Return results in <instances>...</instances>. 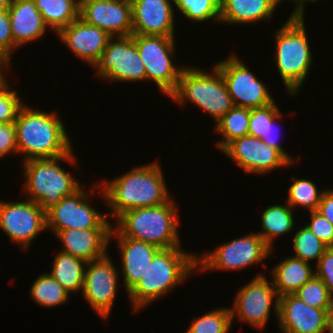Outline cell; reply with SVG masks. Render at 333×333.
Masks as SVG:
<instances>
[{
	"label": "cell",
	"instance_id": "cell-27",
	"mask_svg": "<svg viewBox=\"0 0 333 333\" xmlns=\"http://www.w3.org/2000/svg\"><path fill=\"white\" fill-rule=\"evenodd\" d=\"M46 26L57 34L79 18V0H34Z\"/></svg>",
	"mask_w": 333,
	"mask_h": 333
},
{
	"label": "cell",
	"instance_id": "cell-20",
	"mask_svg": "<svg viewBox=\"0 0 333 333\" xmlns=\"http://www.w3.org/2000/svg\"><path fill=\"white\" fill-rule=\"evenodd\" d=\"M57 35L67 48L89 63V66H93L97 61L111 38L103 29L87 24L81 18L61 29Z\"/></svg>",
	"mask_w": 333,
	"mask_h": 333
},
{
	"label": "cell",
	"instance_id": "cell-8",
	"mask_svg": "<svg viewBox=\"0 0 333 333\" xmlns=\"http://www.w3.org/2000/svg\"><path fill=\"white\" fill-rule=\"evenodd\" d=\"M133 40L146 70V80L154 81L167 96L171 95L177 85L185 66H175L174 37L133 34Z\"/></svg>",
	"mask_w": 333,
	"mask_h": 333
},
{
	"label": "cell",
	"instance_id": "cell-18",
	"mask_svg": "<svg viewBox=\"0 0 333 333\" xmlns=\"http://www.w3.org/2000/svg\"><path fill=\"white\" fill-rule=\"evenodd\" d=\"M278 322L282 333H329L333 309L307 305L293 294L279 297Z\"/></svg>",
	"mask_w": 333,
	"mask_h": 333
},
{
	"label": "cell",
	"instance_id": "cell-25",
	"mask_svg": "<svg viewBox=\"0 0 333 333\" xmlns=\"http://www.w3.org/2000/svg\"><path fill=\"white\" fill-rule=\"evenodd\" d=\"M271 271L273 286L279 297L295 293L315 275L309 262L293 256L282 259Z\"/></svg>",
	"mask_w": 333,
	"mask_h": 333
},
{
	"label": "cell",
	"instance_id": "cell-3",
	"mask_svg": "<svg viewBox=\"0 0 333 333\" xmlns=\"http://www.w3.org/2000/svg\"><path fill=\"white\" fill-rule=\"evenodd\" d=\"M196 256L197 253L185 252L181 247L160 249L142 278L127 293L132 309L141 310L184 282L197 269Z\"/></svg>",
	"mask_w": 333,
	"mask_h": 333
},
{
	"label": "cell",
	"instance_id": "cell-34",
	"mask_svg": "<svg viewBox=\"0 0 333 333\" xmlns=\"http://www.w3.org/2000/svg\"><path fill=\"white\" fill-rule=\"evenodd\" d=\"M328 246L318 239L314 233L306 226L301 227L293 237L294 258L306 262L319 259L324 254Z\"/></svg>",
	"mask_w": 333,
	"mask_h": 333
},
{
	"label": "cell",
	"instance_id": "cell-11",
	"mask_svg": "<svg viewBox=\"0 0 333 333\" xmlns=\"http://www.w3.org/2000/svg\"><path fill=\"white\" fill-rule=\"evenodd\" d=\"M82 188L81 186L73 194L63 197L58 204L46 210V230L50 229L56 234L66 229L113 228L106 219V216L111 215L97 212L89 204L91 194Z\"/></svg>",
	"mask_w": 333,
	"mask_h": 333
},
{
	"label": "cell",
	"instance_id": "cell-36",
	"mask_svg": "<svg viewBox=\"0 0 333 333\" xmlns=\"http://www.w3.org/2000/svg\"><path fill=\"white\" fill-rule=\"evenodd\" d=\"M280 110L275 101L264 107L250 109L248 135L259 139L265 136L268 124L277 117Z\"/></svg>",
	"mask_w": 333,
	"mask_h": 333
},
{
	"label": "cell",
	"instance_id": "cell-46",
	"mask_svg": "<svg viewBox=\"0 0 333 333\" xmlns=\"http://www.w3.org/2000/svg\"><path fill=\"white\" fill-rule=\"evenodd\" d=\"M11 0H0V13L6 12L9 9Z\"/></svg>",
	"mask_w": 333,
	"mask_h": 333
},
{
	"label": "cell",
	"instance_id": "cell-21",
	"mask_svg": "<svg viewBox=\"0 0 333 333\" xmlns=\"http://www.w3.org/2000/svg\"><path fill=\"white\" fill-rule=\"evenodd\" d=\"M112 228L66 229L55 235L61 241L62 252L91 262L108 254Z\"/></svg>",
	"mask_w": 333,
	"mask_h": 333
},
{
	"label": "cell",
	"instance_id": "cell-38",
	"mask_svg": "<svg viewBox=\"0 0 333 333\" xmlns=\"http://www.w3.org/2000/svg\"><path fill=\"white\" fill-rule=\"evenodd\" d=\"M310 223L305 225L328 247H333V225L317 211H311Z\"/></svg>",
	"mask_w": 333,
	"mask_h": 333
},
{
	"label": "cell",
	"instance_id": "cell-30",
	"mask_svg": "<svg viewBox=\"0 0 333 333\" xmlns=\"http://www.w3.org/2000/svg\"><path fill=\"white\" fill-rule=\"evenodd\" d=\"M30 295L39 305L52 308L66 304L70 294L48 273L41 274L32 284Z\"/></svg>",
	"mask_w": 333,
	"mask_h": 333
},
{
	"label": "cell",
	"instance_id": "cell-14",
	"mask_svg": "<svg viewBox=\"0 0 333 333\" xmlns=\"http://www.w3.org/2000/svg\"><path fill=\"white\" fill-rule=\"evenodd\" d=\"M0 229L27 251L38 234L46 229V211L29 199L0 200Z\"/></svg>",
	"mask_w": 333,
	"mask_h": 333
},
{
	"label": "cell",
	"instance_id": "cell-17",
	"mask_svg": "<svg viewBox=\"0 0 333 333\" xmlns=\"http://www.w3.org/2000/svg\"><path fill=\"white\" fill-rule=\"evenodd\" d=\"M79 18L111 37L132 35V4L125 0H79Z\"/></svg>",
	"mask_w": 333,
	"mask_h": 333
},
{
	"label": "cell",
	"instance_id": "cell-4",
	"mask_svg": "<svg viewBox=\"0 0 333 333\" xmlns=\"http://www.w3.org/2000/svg\"><path fill=\"white\" fill-rule=\"evenodd\" d=\"M176 205L175 201L169 200L156 207L128 210L116 219L115 229L123 237L143 241L159 249L181 247Z\"/></svg>",
	"mask_w": 333,
	"mask_h": 333
},
{
	"label": "cell",
	"instance_id": "cell-16",
	"mask_svg": "<svg viewBox=\"0 0 333 333\" xmlns=\"http://www.w3.org/2000/svg\"><path fill=\"white\" fill-rule=\"evenodd\" d=\"M222 152L247 173L262 175L291 164L277 149L250 135L234 139Z\"/></svg>",
	"mask_w": 333,
	"mask_h": 333
},
{
	"label": "cell",
	"instance_id": "cell-23",
	"mask_svg": "<svg viewBox=\"0 0 333 333\" xmlns=\"http://www.w3.org/2000/svg\"><path fill=\"white\" fill-rule=\"evenodd\" d=\"M11 31L15 48L36 41L47 31L43 17L34 0H11L9 9Z\"/></svg>",
	"mask_w": 333,
	"mask_h": 333
},
{
	"label": "cell",
	"instance_id": "cell-28",
	"mask_svg": "<svg viewBox=\"0 0 333 333\" xmlns=\"http://www.w3.org/2000/svg\"><path fill=\"white\" fill-rule=\"evenodd\" d=\"M292 208L286 205H272L267 207L262 215V232L257 234L273 249V242L277 236L287 234L294 230V216Z\"/></svg>",
	"mask_w": 333,
	"mask_h": 333
},
{
	"label": "cell",
	"instance_id": "cell-44",
	"mask_svg": "<svg viewBox=\"0 0 333 333\" xmlns=\"http://www.w3.org/2000/svg\"><path fill=\"white\" fill-rule=\"evenodd\" d=\"M283 0H278L280 4ZM295 3V9L291 13L289 19H304V10L307 2H317L318 0H289ZM306 2V3H305Z\"/></svg>",
	"mask_w": 333,
	"mask_h": 333
},
{
	"label": "cell",
	"instance_id": "cell-47",
	"mask_svg": "<svg viewBox=\"0 0 333 333\" xmlns=\"http://www.w3.org/2000/svg\"><path fill=\"white\" fill-rule=\"evenodd\" d=\"M329 333H333V312L330 314Z\"/></svg>",
	"mask_w": 333,
	"mask_h": 333
},
{
	"label": "cell",
	"instance_id": "cell-7",
	"mask_svg": "<svg viewBox=\"0 0 333 333\" xmlns=\"http://www.w3.org/2000/svg\"><path fill=\"white\" fill-rule=\"evenodd\" d=\"M204 71L185 66L175 91L169 97L181 106L186 101L194 103L217 122L234 104L219 68L215 65L212 74Z\"/></svg>",
	"mask_w": 333,
	"mask_h": 333
},
{
	"label": "cell",
	"instance_id": "cell-33",
	"mask_svg": "<svg viewBox=\"0 0 333 333\" xmlns=\"http://www.w3.org/2000/svg\"><path fill=\"white\" fill-rule=\"evenodd\" d=\"M174 5L192 22H220V0H174Z\"/></svg>",
	"mask_w": 333,
	"mask_h": 333
},
{
	"label": "cell",
	"instance_id": "cell-10",
	"mask_svg": "<svg viewBox=\"0 0 333 333\" xmlns=\"http://www.w3.org/2000/svg\"><path fill=\"white\" fill-rule=\"evenodd\" d=\"M115 41H114V40ZM96 74L113 82L146 81V70L133 40V34L126 37H111L93 64Z\"/></svg>",
	"mask_w": 333,
	"mask_h": 333
},
{
	"label": "cell",
	"instance_id": "cell-43",
	"mask_svg": "<svg viewBox=\"0 0 333 333\" xmlns=\"http://www.w3.org/2000/svg\"><path fill=\"white\" fill-rule=\"evenodd\" d=\"M317 212L324 216L333 225V189H325Z\"/></svg>",
	"mask_w": 333,
	"mask_h": 333
},
{
	"label": "cell",
	"instance_id": "cell-13",
	"mask_svg": "<svg viewBox=\"0 0 333 333\" xmlns=\"http://www.w3.org/2000/svg\"><path fill=\"white\" fill-rule=\"evenodd\" d=\"M234 106L254 109L264 107L275 100L264 82L249 71L238 56L231 54L225 60L216 63Z\"/></svg>",
	"mask_w": 333,
	"mask_h": 333
},
{
	"label": "cell",
	"instance_id": "cell-45",
	"mask_svg": "<svg viewBox=\"0 0 333 333\" xmlns=\"http://www.w3.org/2000/svg\"><path fill=\"white\" fill-rule=\"evenodd\" d=\"M11 62L6 60L1 54H0V86L6 81V75L3 71H6V68H10ZM5 68V69H4Z\"/></svg>",
	"mask_w": 333,
	"mask_h": 333
},
{
	"label": "cell",
	"instance_id": "cell-26",
	"mask_svg": "<svg viewBox=\"0 0 333 333\" xmlns=\"http://www.w3.org/2000/svg\"><path fill=\"white\" fill-rule=\"evenodd\" d=\"M52 265V271L48 274L69 294L83 291L86 261L60 251Z\"/></svg>",
	"mask_w": 333,
	"mask_h": 333
},
{
	"label": "cell",
	"instance_id": "cell-22",
	"mask_svg": "<svg viewBox=\"0 0 333 333\" xmlns=\"http://www.w3.org/2000/svg\"><path fill=\"white\" fill-rule=\"evenodd\" d=\"M112 237L118 239L124 287L128 293L142 278L153 257L160 249L143 241L123 237L114 227L110 235V238Z\"/></svg>",
	"mask_w": 333,
	"mask_h": 333
},
{
	"label": "cell",
	"instance_id": "cell-39",
	"mask_svg": "<svg viewBox=\"0 0 333 333\" xmlns=\"http://www.w3.org/2000/svg\"><path fill=\"white\" fill-rule=\"evenodd\" d=\"M315 276L324 282L333 296V247H328L316 263Z\"/></svg>",
	"mask_w": 333,
	"mask_h": 333
},
{
	"label": "cell",
	"instance_id": "cell-32",
	"mask_svg": "<svg viewBox=\"0 0 333 333\" xmlns=\"http://www.w3.org/2000/svg\"><path fill=\"white\" fill-rule=\"evenodd\" d=\"M232 324L230 308L223 307L193 319L186 333H229Z\"/></svg>",
	"mask_w": 333,
	"mask_h": 333
},
{
	"label": "cell",
	"instance_id": "cell-37",
	"mask_svg": "<svg viewBox=\"0 0 333 333\" xmlns=\"http://www.w3.org/2000/svg\"><path fill=\"white\" fill-rule=\"evenodd\" d=\"M16 90H11L7 80L0 86V123H14L17 114L24 105Z\"/></svg>",
	"mask_w": 333,
	"mask_h": 333
},
{
	"label": "cell",
	"instance_id": "cell-15",
	"mask_svg": "<svg viewBox=\"0 0 333 333\" xmlns=\"http://www.w3.org/2000/svg\"><path fill=\"white\" fill-rule=\"evenodd\" d=\"M109 255L88 262L82 294L103 320H107L115 301L118 271Z\"/></svg>",
	"mask_w": 333,
	"mask_h": 333
},
{
	"label": "cell",
	"instance_id": "cell-42",
	"mask_svg": "<svg viewBox=\"0 0 333 333\" xmlns=\"http://www.w3.org/2000/svg\"><path fill=\"white\" fill-rule=\"evenodd\" d=\"M282 118V113L280 112L277 117H275L270 124H268V127L266 129V134L265 136L261 137V140L268 144L270 147H273L275 149H277L290 163L291 165L294 163L295 159L292 158L293 156H290L289 154H287L286 150H284L281 145L278 143L277 139H278V131L276 128V124L277 122H275L276 120ZM275 131V133H274ZM277 132V133H276ZM280 135V134H279Z\"/></svg>",
	"mask_w": 333,
	"mask_h": 333
},
{
	"label": "cell",
	"instance_id": "cell-19",
	"mask_svg": "<svg viewBox=\"0 0 333 333\" xmlns=\"http://www.w3.org/2000/svg\"><path fill=\"white\" fill-rule=\"evenodd\" d=\"M173 1V2H172ZM135 0L132 4V34L174 36V0Z\"/></svg>",
	"mask_w": 333,
	"mask_h": 333
},
{
	"label": "cell",
	"instance_id": "cell-48",
	"mask_svg": "<svg viewBox=\"0 0 333 333\" xmlns=\"http://www.w3.org/2000/svg\"><path fill=\"white\" fill-rule=\"evenodd\" d=\"M125 1H128V2H131V3H132V2L135 1V0H125Z\"/></svg>",
	"mask_w": 333,
	"mask_h": 333
},
{
	"label": "cell",
	"instance_id": "cell-2",
	"mask_svg": "<svg viewBox=\"0 0 333 333\" xmlns=\"http://www.w3.org/2000/svg\"><path fill=\"white\" fill-rule=\"evenodd\" d=\"M58 113L44 112L23 105L14 122L18 154L23 161L53 158L73 152L69 135Z\"/></svg>",
	"mask_w": 333,
	"mask_h": 333
},
{
	"label": "cell",
	"instance_id": "cell-29",
	"mask_svg": "<svg viewBox=\"0 0 333 333\" xmlns=\"http://www.w3.org/2000/svg\"><path fill=\"white\" fill-rule=\"evenodd\" d=\"M250 109L234 106L216 122L215 131L223 135V140L216 142L217 148L223 150L234 139L248 135Z\"/></svg>",
	"mask_w": 333,
	"mask_h": 333
},
{
	"label": "cell",
	"instance_id": "cell-5",
	"mask_svg": "<svg viewBox=\"0 0 333 333\" xmlns=\"http://www.w3.org/2000/svg\"><path fill=\"white\" fill-rule=\"evenodd\" d=\"M73 153L53 158L30 159L22 163L27 198L45 211L82 186L74 176L59 166L61 161L76 165Z\"/></svg>",
	"mask_w": 333,
	"mask_h": 333
},
{
	"label": "cell",
	"instance_id": "cell-31",
	"mask_svg": "<svg viewBox=\"0 0 333 333\" xmlns=\"http://www.w3.org/2000/svg\"><path fill=\"white\" fill-rule=\"evenodd\" d=\"M293 184L288 189L286 203L293 209L295 207H305L309 211H317L321 197L325 191L318 190L316 184L311 180L292 177ZM319 191V192H318Z\"/></svg>",
	"mask_w": 333,
	"mask_h": 333
},
{
	"label": "cell",
	"instance_id": "cell-41",
	"mask_svg": "<svg viewBox=\"0 0 333 333\" xmlns=\"http://www.w3.org/2000/svg\"><path fill=\"white\" fill-rule=\"evenodd\" d=\"M18 154L14 123H0V158L8 154Z\"/></svg>",
	"mask_w": 333,
	"mask_h": 333
},
{
	"label": "cell",
	"instance_id": "cell-9",
	"mask_svg": "<svg viewBox=\"0 0 333 333\" xmlns=\"http://www.w3.org/2000/svg\"><path fill=\"white\" fill-rule=\"evenodd\" d=\"M271 249L264 240L256 233L225 242L213 252H205L203 256H196L197 270H242L248 266L262 263L271 255Z\"/></svg>",
	"mask_w": 333,
	"mask_h": 333
},
{
	"label": "cell",
	"instance_id": "cell-40",
	"mask_svg": "<svg viewBox=\"0 0 333 333\" xmlns=\"http://www.w3.org/2000/svg\"><path fill=\"white\" fill-rule=\"evenodd\" d=\"M14 51V41L8 10L0 13V54L9 62Z\"/></svg>",
	"mask_w": 333,
	"mask_h": 333
},
{
	"label": "cell",
	"instance_id": "cell-6",
	"mask_svg": "<svg viewBox=\"0 0 333 333\" xmlns=\"http://www.w3.org/2000/svg\"><path fill=\"white\" fill-rule=\"evenodd\" d=\"M304 19H289L274 33V61L290 96L298 94L312 66Z\"/></svg>",
	"mask_w": 333,
	"mask_h": 333
},
{
	"label": "cell",
	"instance_id": "cell-24",
	"mask_svg": "<svg viewBox=\"0 0 333 333\" xmlns=\"http://www.w3.org/2000/svg\"><path fill=\"white\" fill-rule=\"evenodd\" d=\"M278 0H220V23L255 24L270 20Z\"/></svg>",
	"mask_w": 333,
	"mask_h": 333
},
{
	"label": "cell",
	"instance_id": "cell-35",
	"mask_svg": "<svg viewBox=\"0 0 333 333\" xmlns=\"http://www.w3.org/2000/svg\"><path fill=\"white\" fill-rule=\"evenodd\" d=\"M293 295L313 308L333 309V296L324 282L315 275Z\"/></svg>",
	"mask_w": 333,
	"mask_h": 333
},
{
	"label": "cell",
	"instance_id": "cell-1",
	"mask_svg": "<svg viewBox=\"0 0 333 333\" xmlns=\"http://www.w3.org/2000/svg\"><path fill=\"white\" fill-rule=\"evenodd\" d=\"M100 184L97 182L94 189L102 188L101 196L113 210L110 214H114L115 219L128 210L160 206L171 199L157 161L132 168L131 171Z\"/></svg>",
	"mask_w": 333,
	"mask_h": 333
},
{
	"label": "cell",
	"instance_id": "cell-12",
	"mask_svg": "<svg viewBox=\"0 0 333 333\" xmlns=\"http://www.w3.org/2000/svg\"><path fill=\"white\" fill-rule=\"evenodd\" d=\"M278 304L279 296L273 282H269L265 275L260 273L238 290L233 307L230 308L232 322L236 316L239 321L247 322L253 328L262 330L269 319L272 306L278 318Z\"/></svg>",
	"mask_w": 333,
	"mask_h": 333
}]
</instances>
